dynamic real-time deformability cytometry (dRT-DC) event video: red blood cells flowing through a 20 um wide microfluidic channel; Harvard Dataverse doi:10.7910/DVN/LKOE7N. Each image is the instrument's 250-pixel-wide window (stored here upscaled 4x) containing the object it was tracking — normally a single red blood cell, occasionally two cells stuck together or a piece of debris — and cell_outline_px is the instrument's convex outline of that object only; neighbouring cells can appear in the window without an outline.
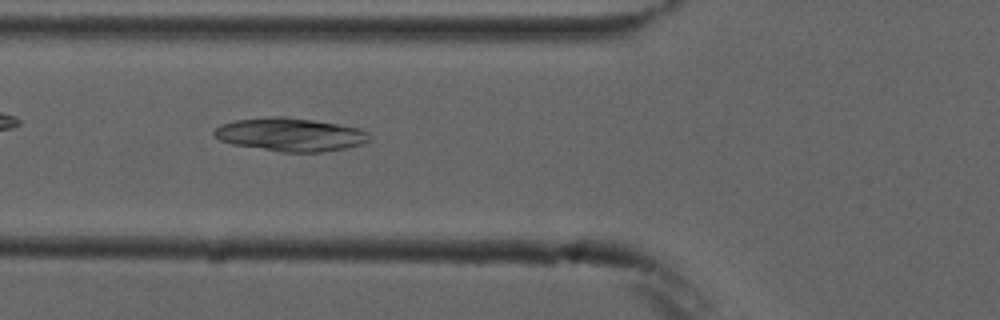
{"species": "common noctule bat (a hibernating species)", "species_latin": "Nyctalus noctula", "temperature_condition": "cold", "stored_images_in_passage": 4, "camera_frame_rate_fps": 3000, "um_per_image_px": 0.085, "animal": {"sex": "male", "forearm_length_mm": 52.5}, "frame": {"image": 1, "passage_image": 3, "time_ms": 3.0, "image_size_px": [1000, 320], "cell_outline_px": [[368, 140], [364, 144], [324, 152], [280, 152], [232, 144], [220, 140], [212, 132], [220, 124], [236, 120], [272, 116], [284, 116], [312, 120], [360, 128], [368, 132]], "centroid_in_image_um": [24.66, 11.44], "position_along_channel_um": 101.1, "area_um2": 30.06}}
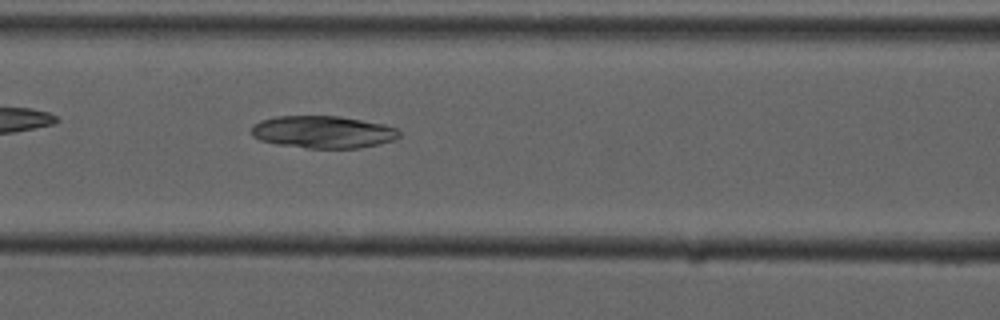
{"frame": {"image": 2, "passage_image": 4, "time_ms": 4.0, "image_size_px": [1000, 320], "cell_outline_px": [[400, 136], [392, 140], [360, 148], [308, 148], [276, 144], [260, 140], [252, 136], [252, 124], [260, 120], [276, 116], [340, 116], [384, 124], [396, 128], [400, 132]], "centroid_in_image_um": [27.42, 11.21], "position_along_channel_um": 139.2, "area_um2": 27.86}}